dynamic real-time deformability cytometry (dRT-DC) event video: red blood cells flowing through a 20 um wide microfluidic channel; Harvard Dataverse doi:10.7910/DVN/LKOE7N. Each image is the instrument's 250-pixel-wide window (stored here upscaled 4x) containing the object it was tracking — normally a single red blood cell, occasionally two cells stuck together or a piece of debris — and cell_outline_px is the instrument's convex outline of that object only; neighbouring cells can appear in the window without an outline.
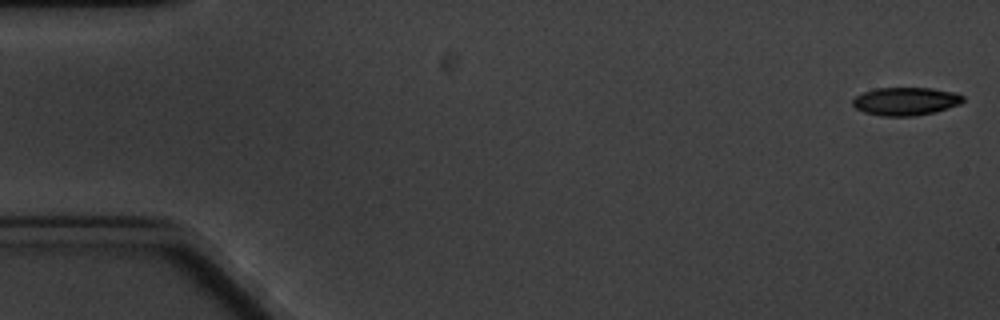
{"species": "common noctule bat (a hibernating species)", "species_latin": "Nyctalus noctula", "temperature_condition": "cold", "stored_images_in_passage": 7, "camera_frame_rate_fps": 3000, "um_per_image_px": 0.085, "animal": {"sex": "male", "body_mass_g": 20.1, "forearm_length_mm": 53.5}, "frame": {"image": 1, "passage_image": 1, "time_ms": 0.0, "image_size_px": [1000, 320], "cell_outline_px": [[964, 100], [960, 104], [936, 112], [912, 116], [880, 116], [864, 112], [856, 108], [852, 104], [852, 100], [856, 96], [864, 92], [876, 88], [932, 88], [952, 92], [964, 96]], "centroid_in_image_um": [76.98, 8.61], "position_along_channel_um": 8.0, "area_um2": 18.03}}
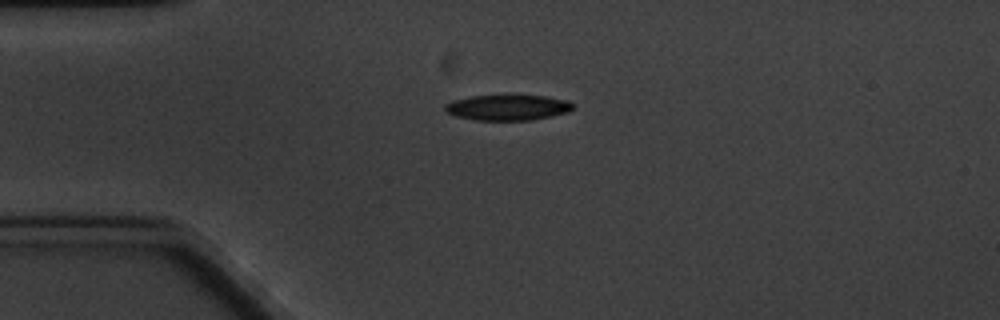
{"frame": {"image": 2, "passage_image": 5, "time_ms": 4.333, "image_size_px": [1000, 320], "cell_outline_px": [[576, 108], [568, 112], [552, 116], [532, 120], [476, 120], [456, 116], [448, 112], [444, 108], [444, 104], [452, 100], [472, 96], [544, 96], [568, 100], [576, 104]], "centroid_in_image_um": [43.21, 9.14], "position_along_channel_um": 41.8, "area_um2": 19.07}}